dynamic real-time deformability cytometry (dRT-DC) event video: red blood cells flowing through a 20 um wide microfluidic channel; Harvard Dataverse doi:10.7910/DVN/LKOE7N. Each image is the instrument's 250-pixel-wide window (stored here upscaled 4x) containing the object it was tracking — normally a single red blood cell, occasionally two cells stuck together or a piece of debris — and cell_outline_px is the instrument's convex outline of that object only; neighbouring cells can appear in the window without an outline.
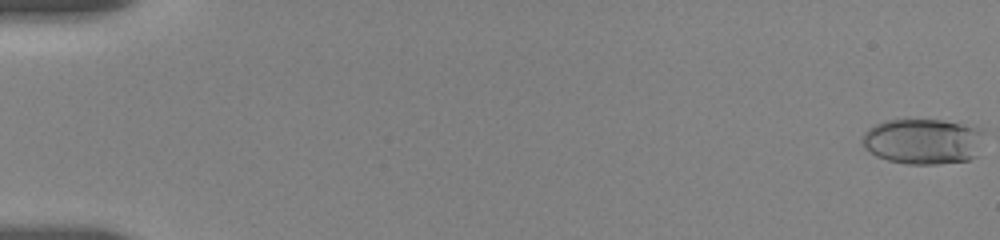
{"species": "human", "species_latin": "Homo sapiens", "temperature_condition": "room temperature", "stored_images_in_passage": 69, "camera_frame_rate_fps": 3000, "um_per_image_px": 0.085, "donor": {"sex": "female"}, "frame": {"image": 1, "passage_image": 1, "time_ms": 0.0, "image_size_px": [1000, 240], "cell_outline_px": [[984, 132], [976, 156], [968, 160], [936, 164], [908, 164], [888, 160], [876, 156], [864, 148], [860, 140], [864, 132], [872, 124], [884, 120], [940, 120], [972, 128]], "centroid_in_image_um": [78.35, 12.03], "position_along_channel_um": 6.6, "area_um2": 32.14}}
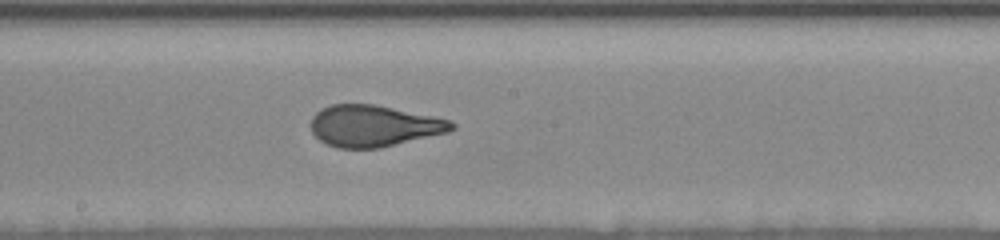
{"frame": {"image": 2, "passage_image": 42, "time_ms": 10.333, "image_size_px": [1000, 240], "cell_outline_px": [[456, 128], [448, 132], [380, 148], [336, 148], [320, 140], [312, 132], [312, 116], [320, 108], [332, 104], [376, 104], [452, 120], [456, 124]], "centroid_in_image_um": [31.79, 10.69], "position_along_channel_um": 216.4, "area_um2": 34.1}}
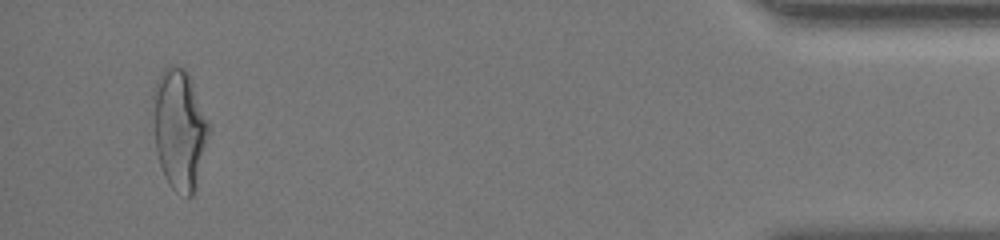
{"frame": {"image": 3, "passage_image": 68, "time_ms": 17.667, "image_size_px": [1000, 240], "cell_outline_px": [[208, 136], [196, 188], [192, 196], [188, 196], [176, 192], [168, 184], [164, 176], [160, 164], [156, 148], [152, 92], [160, 72], [168, 64], [176, 64], [184, 68], [188, 72], [208, 124]], "centroid_in_image_um": [15.22, 10.96], "position_along_channel_um": 420.0, "area_um2": 38.67}, "authors_computed_cell_mechanics": {"area_um2": 33.8708, "velocity_mm_per_s": 3.668, "shape_relaxation_time_tau1_ms": 4.8582, "shape_relaxation_time_tau2_ms": 0.7377, "deformation_change_tau1": 0.1959, "deformation_change_tau2": 0.077}}